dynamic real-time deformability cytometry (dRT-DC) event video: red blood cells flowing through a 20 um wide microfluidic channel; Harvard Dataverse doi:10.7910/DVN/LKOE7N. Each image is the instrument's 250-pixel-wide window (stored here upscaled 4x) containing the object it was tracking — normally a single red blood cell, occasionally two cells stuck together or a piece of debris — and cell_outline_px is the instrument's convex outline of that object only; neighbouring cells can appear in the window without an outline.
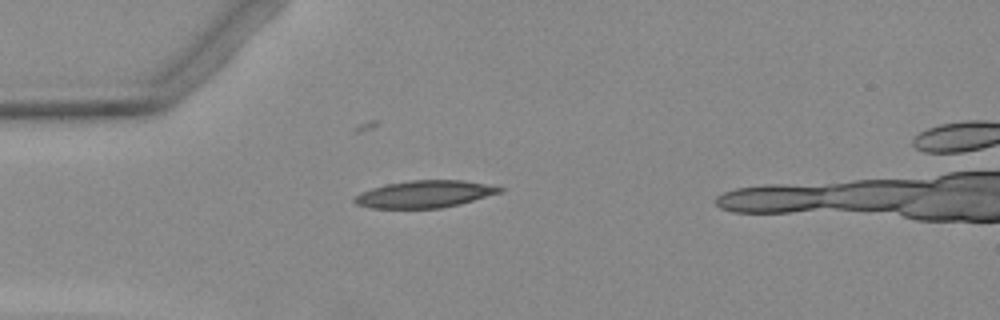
{"species": "Egyptian fruit bat (a non-hibernating species)", "species_latin": "Rousettus aegyptiacus", "temperature_condition": "warm", "stored_images_in_passage": 1, "camera_frame_rate_fps": 3000, "um_per_image_px": 0.085, "animal": {"sex": "female"}, "frame": {"image": 1, "passage_image": 1, "time_ms": 0.0, "image_size_px": [1000, 320], "cell_outline_px": [[504, 192], [460, 204], [440, 208], [372, 208], [356, 204], [352, 200], [360, 192], [372, 188], [388, 184], [412, 180], [464, 180], [504, 188]], "centroid_in_image_um": [36.12, 16.5], "position_along_channel_um": 48.9, "area_um2": 22.89}}